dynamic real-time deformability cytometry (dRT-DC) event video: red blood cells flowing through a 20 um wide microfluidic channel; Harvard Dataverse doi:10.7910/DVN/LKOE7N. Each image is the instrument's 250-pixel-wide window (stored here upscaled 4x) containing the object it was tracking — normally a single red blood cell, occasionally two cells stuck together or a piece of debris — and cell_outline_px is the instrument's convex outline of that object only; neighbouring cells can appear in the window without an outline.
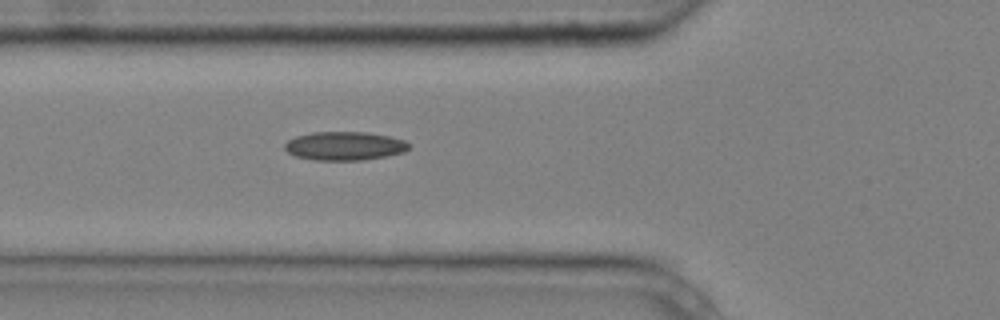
{"species": "common noctule bat (a hibernating species)", "species_latin": "Nyctalus noctula", "temperature_condition": "cold", "stored_images_in_passage": 4, "camera_frame_rate_fps": 3000, "um_per_image_px": 0.085, "animal": {"sex": "male", "body_mass_g": 20.4}, "frame": {"image": 1, "passage_image": 4, "time_ms": 1.0, "image_size_px": [1000, 320], "cell_outline_px": [[408, 148], [404, 152], [364, 160], [316, 160], [296, 156], [288, 152], [284, 148], [284, 144], [288, 140], [296, 136], [312, 132], [368, 132], [388, 136], [404, 140], [408, 144]], "centroid_in_image_um": [29.26, 12.4], "position_along_channel_um": 96.5, "area_um2": 20.58}}